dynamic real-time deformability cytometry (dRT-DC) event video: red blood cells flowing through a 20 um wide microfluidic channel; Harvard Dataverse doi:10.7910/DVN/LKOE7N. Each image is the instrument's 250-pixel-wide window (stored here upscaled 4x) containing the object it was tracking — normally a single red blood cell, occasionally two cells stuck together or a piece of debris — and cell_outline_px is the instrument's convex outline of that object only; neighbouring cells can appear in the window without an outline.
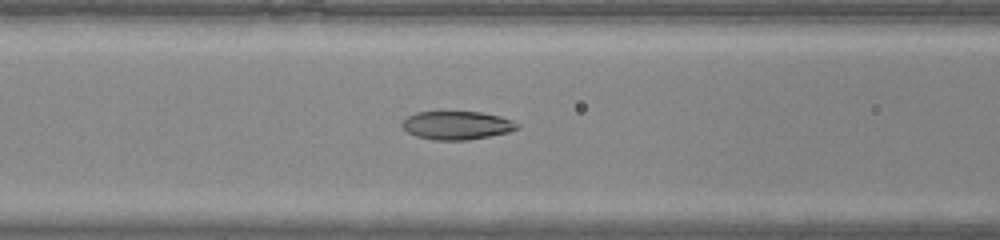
{"species": "common noctule bat (a hibernating species)", "species_latin": "Nyctalus noctula", "temperature_condition": "warm", "stored_images_in_passage": 45, "camera_frame_rate_fps": 3000, "um_per_image_px": 0.085, "animal": {"sex": "male", "body_mass_g": 20.0, "forearm_length_mm": 53.3}, "frame": {"image": 1, "passage_image": 19, "time_ms": 6.0, "image_size_px": [1000, 240], "cell_outline_px": [[520, 128], [508, 132], [468, 140], [432, 140], [416, 136], [408, 132], [400, 124], [408, 116], [416, 112], [480, 112], [500, 116], [512, 120], [520, 124]], "centroid_in_image_um": [38.85, 10.65], "position_along_channel_um": 127.8, "area_um2": 19.02}}
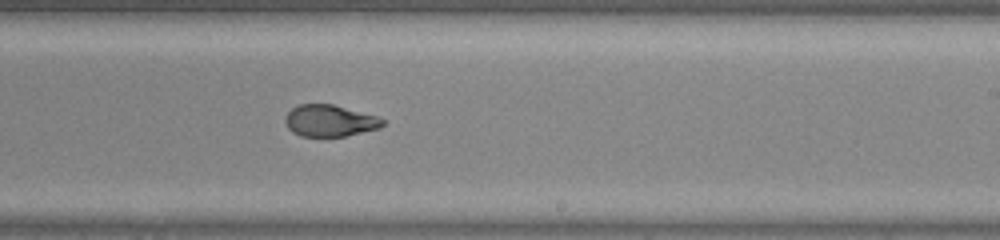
{"frame": {"image": 2, "passage_image": 28, "time_ms": 9.0, "image_size_px": [1000, 240], "cell_outline_px": [[384, 124], [380, 128], [344, 136], [300, 136], [292, 132], [288, 128], [284, 120], [284, 116], [292, 108], [300, 104], [332, 104], [376, 116], [384, 120]], "centroid_in_image_um": [27.99, 10.26], "position_along_channel_um": 261.0, "area_um2": 17.86}}
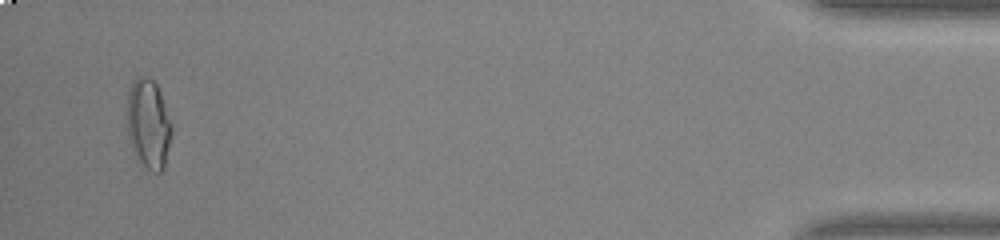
{"frame": {"image": 3, "passage_image": 44, "time_ms": 14.333, "image_size_px": [1000, 240], "cell_outline_px": [[172, 136], [164, 168], [160, 172], [152, 172], [136, 156], [132, 148], [128, 136], [128, 92], [136, 76], [148, 76], [156, 84], [160, 92], [172, 128]], "centroid_in_image_um": [12.63, 10.53], "position_along_channel_um": 422.6, "area_um2": 22.95}}